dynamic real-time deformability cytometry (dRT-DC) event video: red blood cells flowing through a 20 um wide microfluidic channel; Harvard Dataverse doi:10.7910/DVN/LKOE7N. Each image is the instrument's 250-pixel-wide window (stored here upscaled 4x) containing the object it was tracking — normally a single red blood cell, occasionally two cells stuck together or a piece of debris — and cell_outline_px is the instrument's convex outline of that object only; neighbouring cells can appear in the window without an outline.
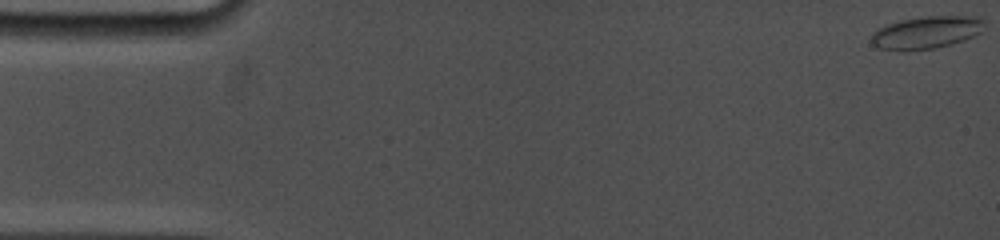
{"species": "common noctule bat (a hibernating species)", "species_latin": "Nyctalus noctula", "temperature_condition": "cold", "stored_images_in_passage": 22, "camera_frame_rate_fps": 5000, "um_per_image_px": 0.085, "animal": {"sex": "female", "body_mass_g": 19.0, "forearm_length_mm": 53.3}, "frame": {"image": 1, "passage_image": 1, "time_ms": 0.0, "image_size_px": [1000, 240], "cell_outline_px": [[984, 20], [980, 32], [976, 36], [964, 40], [936, 48], [904, 52], [880, 48], [872, 44], [872, 32], [888, 24], [900, 20], [920, 16], [976, 16]], "centroid_in_image_um": [78.73, 2.77], "position_along_channel_um": 6.3, "area_um2": 21.56}}
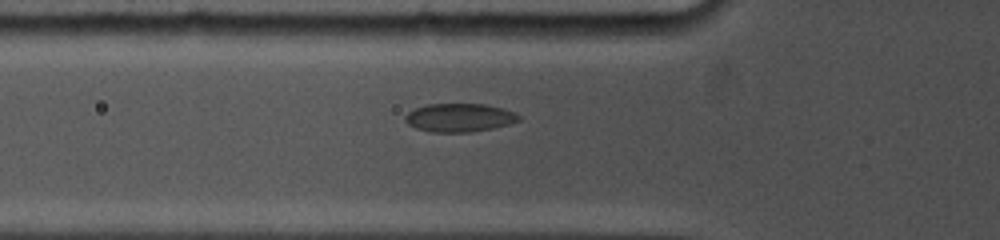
{"frame": {"image": 2, "passage_image": 14, "time_ms": 5.8, "image_size_px": [1000, 240], "cell_outline_px": [[520, 120], [508, 124], [492, 128], [472, 132], [432, 132], [416, 128], [408, 124], [404, 120], [404, 116], [408, 112], [416, 108], [428, 104], [484, 104], [516, 112], [520, 116]], "centroid_in_image_um": [39.04, 10.0], "position_along_channel_um": 86.8, "area_um2": 18.73}}
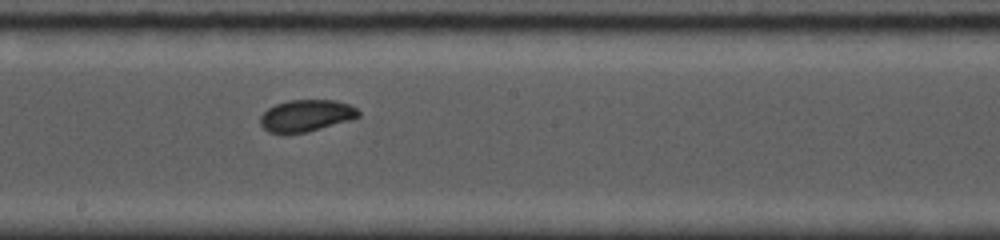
{"frame": {"image": 3, "passage_image": 22, "time_ms": 9.4, "image_size_px": [1000, 240], "cell_outline_px": [[360, 116], [348, 120], [308, 132], [284, 136], [268, 132], [260, 124], [260, 116], [268, 108], [276, 104], [288, 100], [336, 100], [348, 104], [356, 108], [360, 112]], "centroid_in_image_um": [25.97, 9.86], "position_along_channel_um": 222.2, "area_um2": 18.5}}